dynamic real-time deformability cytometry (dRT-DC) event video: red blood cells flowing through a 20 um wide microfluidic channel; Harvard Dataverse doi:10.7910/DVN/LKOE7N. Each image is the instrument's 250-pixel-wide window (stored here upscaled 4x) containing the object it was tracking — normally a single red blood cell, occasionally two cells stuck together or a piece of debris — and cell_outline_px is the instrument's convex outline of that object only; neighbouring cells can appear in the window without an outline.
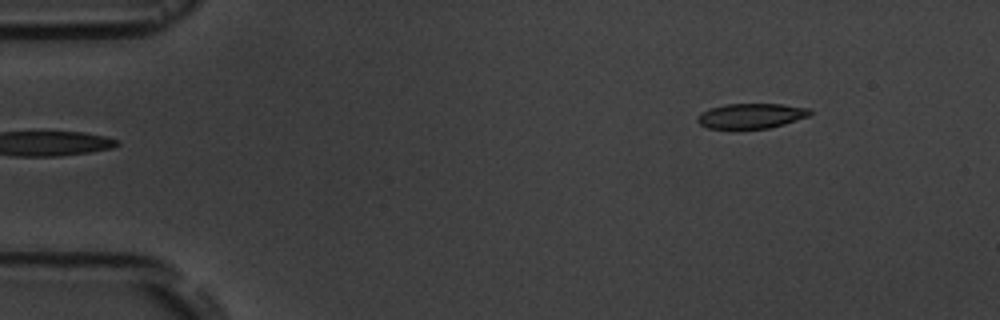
{"species": "common noctule bat (a hibernating species)", "species_latin": "Nyctalus noctula", "temperature_condition": "room temperature", "stored_images_in_passage": 6, "segment_of_instrument_passage": [2, 2], "camera_frame_rate_fps": 3000, "um_per_image_px": 0.085, "animal": {"sex": "male", "body_mass_g": 19.5, "forearm_length_mm": 54.6}, "frame": {"image": 1, "passage_image": 6, "time_ms": 5.667, "image_size_px": [1000, 320], "cell_outline_px": [[812, 112], [808, 116], [784, 124], [768, 128], [732, 132], [708, 128], [700, 124], [696, 120], [696, 116], [700, 112], [724, 104], [780, 104], [808, 108]], "centroid_in_image_um": [63.75, 9.9], "position_along_channel_um": 21.3, "area_um2": 17.11}}